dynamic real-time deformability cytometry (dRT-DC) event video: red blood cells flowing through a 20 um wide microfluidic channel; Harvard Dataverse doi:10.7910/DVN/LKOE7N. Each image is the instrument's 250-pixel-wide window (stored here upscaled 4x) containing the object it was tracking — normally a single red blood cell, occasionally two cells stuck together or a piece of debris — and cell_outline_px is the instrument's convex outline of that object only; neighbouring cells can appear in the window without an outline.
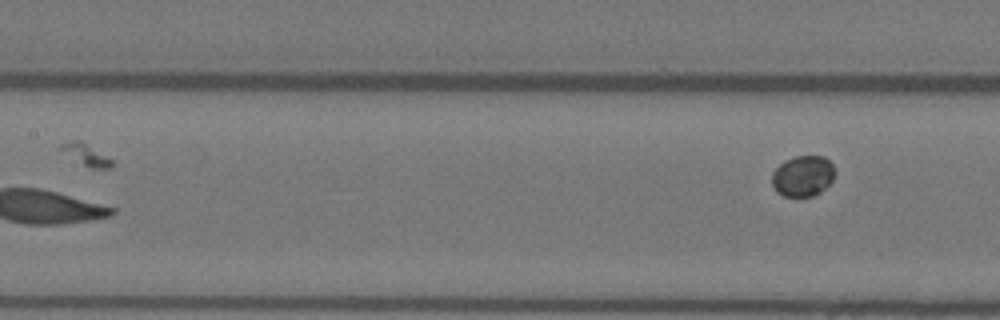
{"species": "Egyptian fruit bat (a non-hibernating species)", "species_latin": "Rousettus aegyptiacus", "temperature_condition": "warm", "stored_images_in_passage": 7, "camera_frame_rate_fps": 3000, "um_per_image_px": 0.085, "animal": {"sex": "female"}, "frame": {"image": 1, "passage_image": 7, "time_ms": 2.0, "image_size_px": [1000, 320], "cell_outline_px": [[836, 172], [832, 180], [820, 192], [812, 196], [784, 196], [776, 192], [772, 184], [772, 172], [784, 160], [796, 156], [824, 156], [832, 164]], "centroid_in_image_um": [68.23, 14.95], "position_along_channel_um": 139.2, "area_um2": 14.97}}